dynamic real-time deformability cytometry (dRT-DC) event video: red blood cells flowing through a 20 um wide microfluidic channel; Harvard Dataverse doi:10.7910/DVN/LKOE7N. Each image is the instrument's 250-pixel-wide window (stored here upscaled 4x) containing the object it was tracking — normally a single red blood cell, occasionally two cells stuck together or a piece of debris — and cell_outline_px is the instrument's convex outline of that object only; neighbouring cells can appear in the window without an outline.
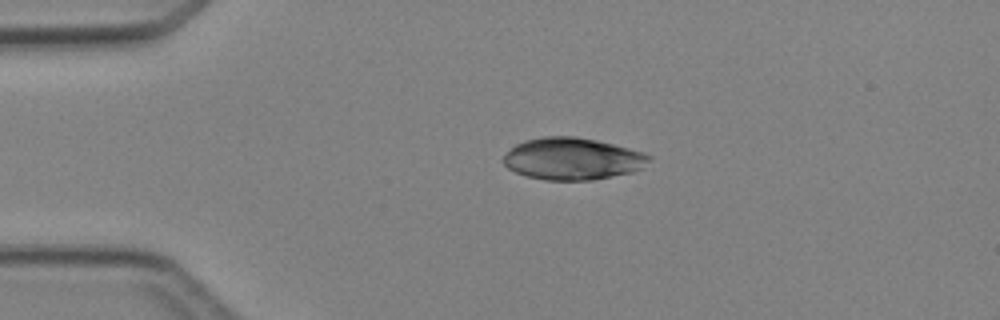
{"species": "Egyptian fruit bat (a non-hibernating species)", "species_latin": "Rousettus aegyptiacus", "temperature_condition": "cold", "stored_images_in_passage": 4, "camera_frame_rate_fps": 3000, "um_per_image_px": 0.085, "animal": {"sex": "female"}, "frame": {"image": 1, "passage_image": 4, "time_ms": 4.333, "image_size_px": [1000, 320], "cell_outline_px": [[652, 160], [640, 168], [632, 172], [592, 180], [544, 180], [528, 176], [516, 172], [508, 168], [500, 160], [516, 144], [524, 140], [544, 136], [576, 136], [596, 140], [644, 152], [652, 156]], "centroid_in_image_um": [48.66, 13.49], "position_along_channel_um": 36.3, "area_um2": 35.66}}